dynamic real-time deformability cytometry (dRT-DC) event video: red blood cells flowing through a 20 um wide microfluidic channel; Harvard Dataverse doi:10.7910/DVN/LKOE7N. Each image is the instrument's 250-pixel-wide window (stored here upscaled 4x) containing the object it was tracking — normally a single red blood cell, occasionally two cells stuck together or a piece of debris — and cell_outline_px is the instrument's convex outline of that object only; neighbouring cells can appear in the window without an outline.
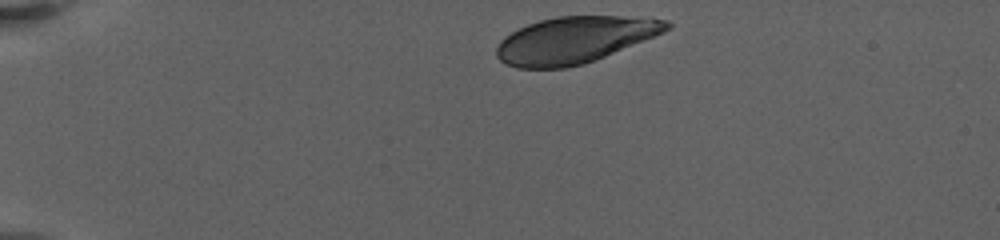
{"species": "human", "species_latin": "Homo sapiens", "temperature_condition": "warm", "stored_images_in_passage": 37, "camera_frame_rate_fps": 3000, "um_per_image_px": 0.085, "donor": {"sex": "female"}, "frame": {"image": 1, "passage_image": 1, "time_ms": 0.0, "image_size_px": [1000, 240], "cell_outline_px": [[672, 28], [664, 32], [584, 64], [564, 68], [516, 68], [504, 64], [496, 56], [496, 48], [500, 40], [504, 36], [528, 24], [540, 20], [556, 16], [620, 16], [668, 20], [672, 24]], "centroid_in_image_um": [48.8, 3.4], "position_along_channel_um": 36.2, "area_um2": 45.95}}
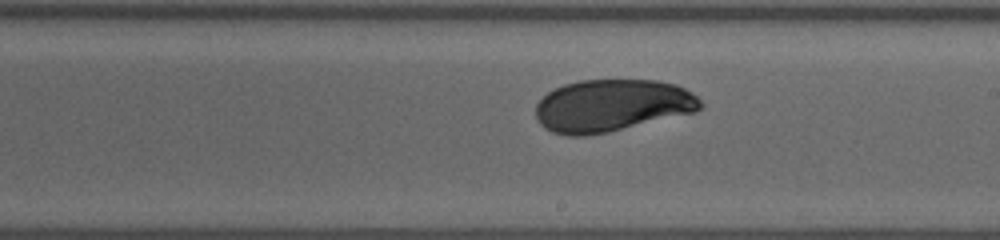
{"frame": {"image": 2, "passage_image": 19, "time_ms": 8.667, "image_size_px": [1000, 240], "cell_outline_px": [[704, 104], [696, 112], [608, 132], [584, 136], [568, 136], [552, 132], [544, 128], [536, 120], [536, 104], [548, 92], [564, 84], [580, 80], [660, 80], [676, 84], [692, 92]], "centroid_in_image_um": [52.02, 8.97], "position_along_channel_um": 237.0, "area_um2": 50.4}}
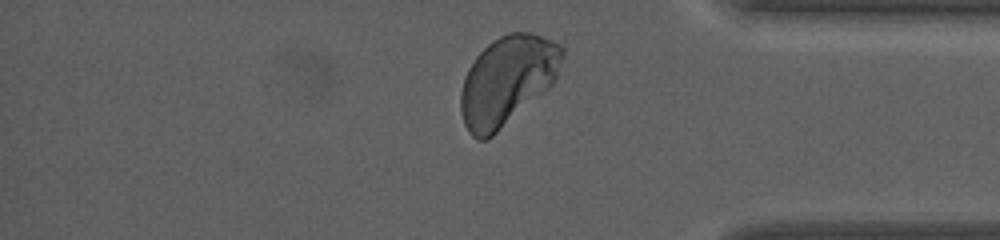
{"frame": {"image": 3, "passage_image": 34, "time_ms": 14.0, "image_size_px": [1000, 240], "cell_outline_px": [[564, 56], [556, 80], [548, 88], [488, 140], [480, 140], [472, 136], [468, 132], [464, 124], [460, 112], [460, 92], [464, 76], [468, 68], [476, 56], [488, 44], [500, 36], [508, 32], [532, 32], [552, 40], [560, 44], [564, 48]], "centroid_in_image_um": [43.11, 6.84], "position_along_channel_um": 392.1, "area_um2": 52.89}}